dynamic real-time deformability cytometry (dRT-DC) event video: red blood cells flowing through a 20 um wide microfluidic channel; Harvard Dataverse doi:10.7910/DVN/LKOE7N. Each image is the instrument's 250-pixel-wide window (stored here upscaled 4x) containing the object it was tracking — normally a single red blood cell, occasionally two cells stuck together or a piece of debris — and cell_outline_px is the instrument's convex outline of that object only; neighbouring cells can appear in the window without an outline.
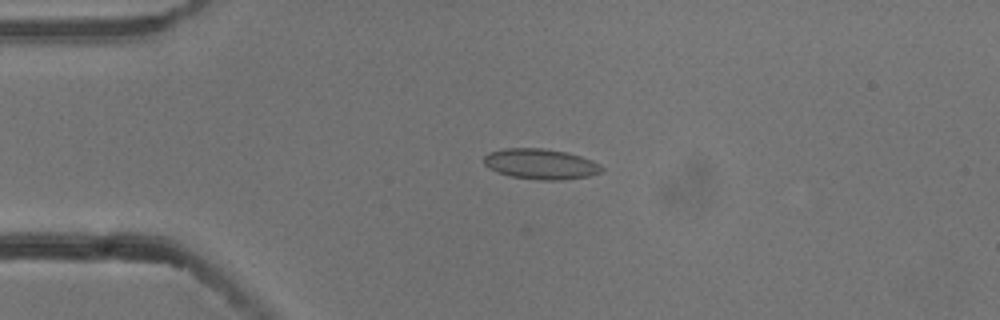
{"species": "common noctule bat (a hibernating species)", "species_latin": "Nyctalus noctula", "temperature_condition": "cold", "stored_images_in_passage": 5, "camera_frame_rate_fps": 3000, "um_per_image_px": 0.085, "animal": {"sex": "male", "body_mass_g": 13.3}, "frame": {"image": 1, "passage_image": 4, "time_ms": 1.0, "image_size_px": [1000, 320], "cell_outline_px": [[604, 168], [600, 172], [588, 176], [560, 180], [540, 180], [508, 176], [488, 168], [484, 164], [484, 156], [488, 152], [504, 148], [540, 148], [564, 152], [580, 156], [592, 160], [600, 164]], "centroid_in_image_um": [45.92, 13.94], "position_along_channel_um": 39.1, "area_um2": 20.87}}